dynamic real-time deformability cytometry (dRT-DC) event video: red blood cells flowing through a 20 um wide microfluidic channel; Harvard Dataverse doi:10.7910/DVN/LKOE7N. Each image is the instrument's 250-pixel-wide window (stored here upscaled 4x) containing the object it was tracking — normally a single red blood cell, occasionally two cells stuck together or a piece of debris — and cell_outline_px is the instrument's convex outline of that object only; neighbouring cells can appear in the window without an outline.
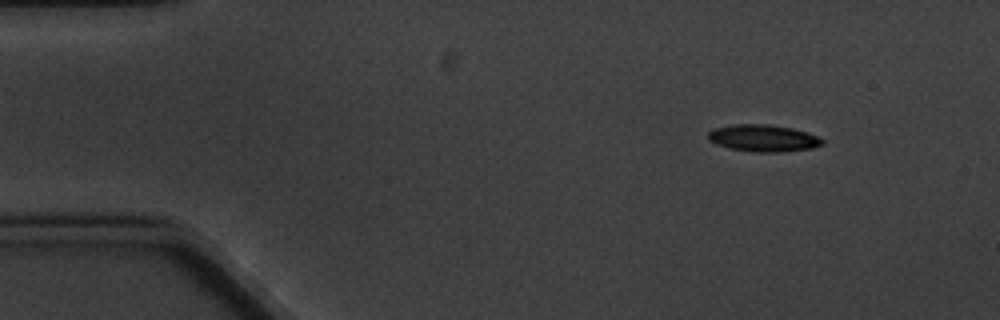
{"species": "common noctule bat (a hibernating species)", "species_latin": "Nyctalus noctula", "temperature_condition": "cold", "stored_images_in_passage": 3, "camera_frame_rate_fps": 3000, "um_per_image_px": 0.085, "animal": {"sex": "male", "body_mass_g": 20.1, "forearm_length_mm": 53.5}, "frame": {"image": 1, "passage_image": 1, "time_ms": 0.0, "image_size_px": [1000, 320], "cell_outline_px": [[824, 144], [812, 148], [784, 152], [756, 152], [732, 148], [716, 144], [708, 140], [708, 132], [716, 128], [736, 124], [768, 124], [792, 128], [808, 132], [824, 140]], "centroid_in_image_um": [64.91, 11.74], "position_along_channel_um": 20.1, "area_um2": 17.86}}
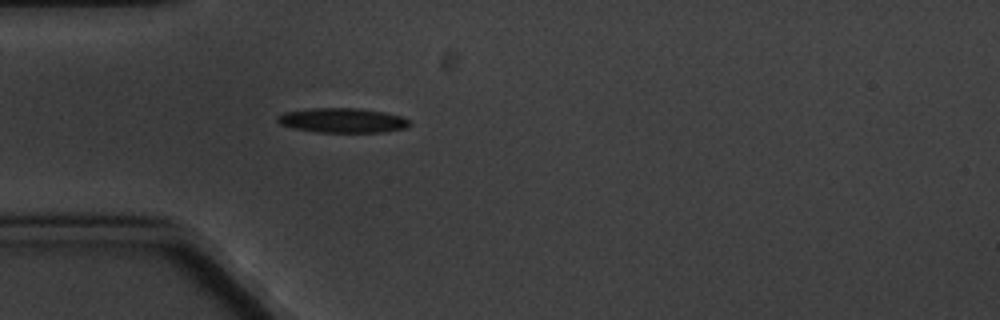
{"frame": {"image": 2, "passage_image": 3, "time_ms": 3.333, "image_size_px": [1000, 320], "cell_outline_px": [[412, 124], [404, 128], [384, 132], [316, 132], [296, 128], [280, 124], [276, 120], [276, 116], [284, 112], [312, 108], [356, 108], [384, 112], [400, 116], [408, 120]], "centroid_in_image_um": [29.09, 10.23], "position_along_channel_um": 55.9, "area_um2": 18.84}}